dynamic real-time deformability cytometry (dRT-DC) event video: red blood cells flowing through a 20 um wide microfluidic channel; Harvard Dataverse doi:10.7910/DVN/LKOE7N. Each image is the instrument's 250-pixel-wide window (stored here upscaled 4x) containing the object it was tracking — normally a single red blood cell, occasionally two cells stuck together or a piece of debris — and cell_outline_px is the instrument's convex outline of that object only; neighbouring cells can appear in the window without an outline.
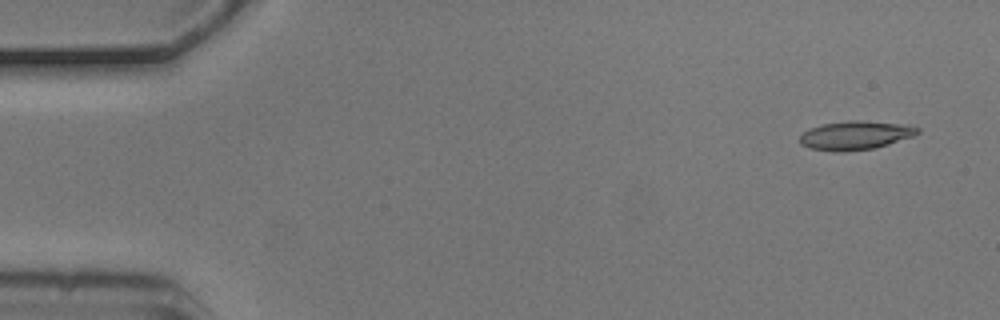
{"species": "common noctule bat (a hibernating species)", "species_latin": "Nyctalus noctula", "temperature_condition": "cold", "stored_images_in_passage": 4, "camera_frame_rate_fps": 3000, "um_per_image_px": 0.085, "animal": {"sex": "male", "body_mass_g": 20.5, "forearm_length_mm": 52.5}, "frame": {"image": 1, "passage_image": 1, "time_ms": 0.0, "image_size_px": [1000, 320], "cell_outline_px": [[920, 132], [912, 136], [888, 144], [872, 148], [844, 152], [832, 152], [808, 148], [800, 144], [800, 136], [804, 132], [812, 128], [824, 124], [848, 120], [860, 120], [908, 124], [920, 128]], "centroid_in_image_um": [72.71, 11.5], "position_along_channel_um": 12.3, "area_um2": 19.77}}
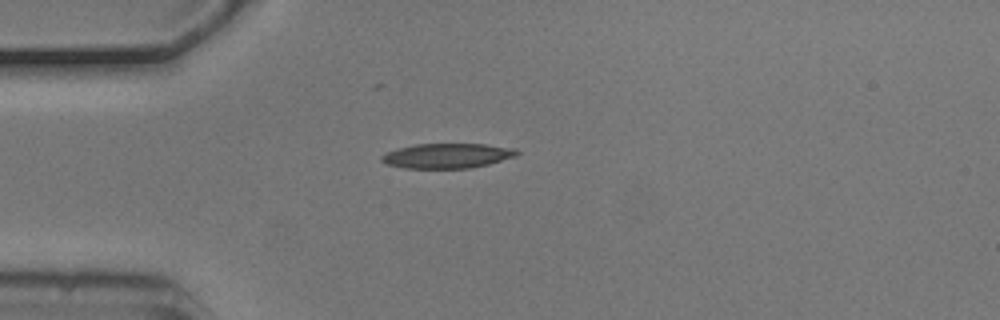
{"frame": {"image": 2, "passage_image": 4, "time_ms": 1.0, "image_size_px": [1000, 320], "cell_outline_px": [[520, 152], [516, 156], [488, 164], [472, 168], [404, 168], [388, 164], [380, 160], [380, 156], [388, 152], [400, 148], [416, 144], [484, 144], [516, 148]], "centroid_in_image_um": [38.05, 13.24], "position_along_channel_um": 47.0, "area_um2": 19.48}}